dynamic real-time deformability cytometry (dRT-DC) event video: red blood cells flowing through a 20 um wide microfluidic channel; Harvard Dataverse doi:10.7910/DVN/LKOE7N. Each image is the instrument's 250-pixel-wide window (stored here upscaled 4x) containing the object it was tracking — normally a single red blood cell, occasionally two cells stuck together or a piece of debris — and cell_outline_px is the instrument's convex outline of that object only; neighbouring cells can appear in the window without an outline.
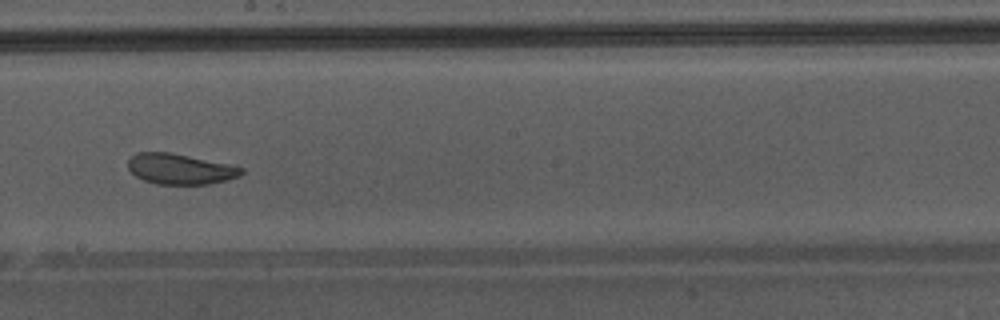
{"species": "Egyptian fruit bat (a non-hibernating species)", "species_latin": "Rousettus aegyptiacus", "temperature_condition": "warm", "stored_images_in_passage": 48, "camera_frame_rate_fps": 3000, "um_per_image_px": 0.085, "animal": {"sex": "male"}, "frame": {"image": 1, "passage_image": 28, "time_ms": 9.0, "image_size_px": [1000, 320], "cell_outline_px": [[244, 172], [240, 176], [208, 184], [156, 184], [144, 180], [136, 176], [128, 168], [128, 160], [136, 152], [168, 152], [228, 164], [244, 168]], "centroid_in_image_um": [15.29, 14.36], "position_along_channel_um": 232.9, "area_um2": 19.94}, "authors_computed_cell_mechanics": {"area_um2": 25.5765, "velocity_mm_per_s": 4.3029, "shape_relaxation_time_tau1_ms": null, "shape_relaxation_time_tau2_ms": 1.5121, "deformation_change_tau1": null, "deformation_change_tau2": 0.0771}}